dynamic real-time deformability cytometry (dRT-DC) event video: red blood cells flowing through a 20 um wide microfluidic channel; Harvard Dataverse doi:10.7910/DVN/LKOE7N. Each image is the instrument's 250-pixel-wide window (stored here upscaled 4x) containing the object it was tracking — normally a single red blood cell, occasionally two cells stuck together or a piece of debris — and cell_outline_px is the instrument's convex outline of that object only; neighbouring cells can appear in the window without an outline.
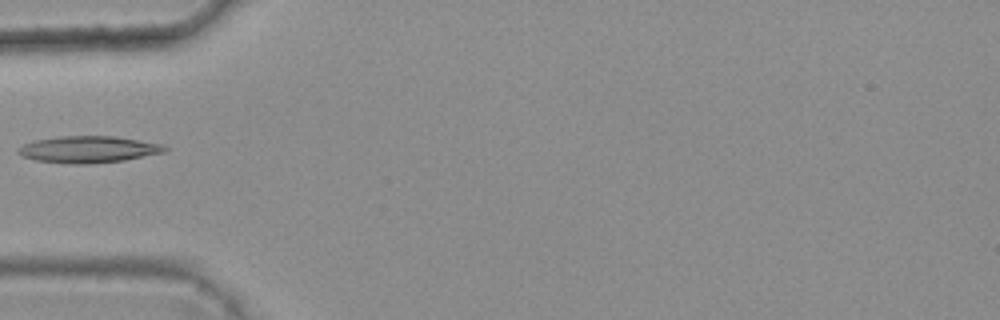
{"species": "common noctule bat (a hibernating species)", "species_latin": "Nyctalus noctula", "temperature_condition": "warm", "stored_images_in_passage": 6, "camera_frame_rate_fps": 3000, "um_per_image_px": 0.085, "animal": {"sex": "female", "body_mass_g": 25.1}, "frame": {"image": 1, "passage_image": 5, "time_ms": 1.333, "image_size_px": [1000, 320], "cell_outline_px": [[168, 148], [164, 152], [124, 160], [88, 164], [72, 164], [36, 160], [20, 156], [16, 152], [16, 148], [24, 144], [36, 140], [60, 136], [116, 136], [164, 144]], "centroid_in_image_um": [7.5, 12.69], "position_along_channel_um": 77.5, "area_um2": 22.89}}
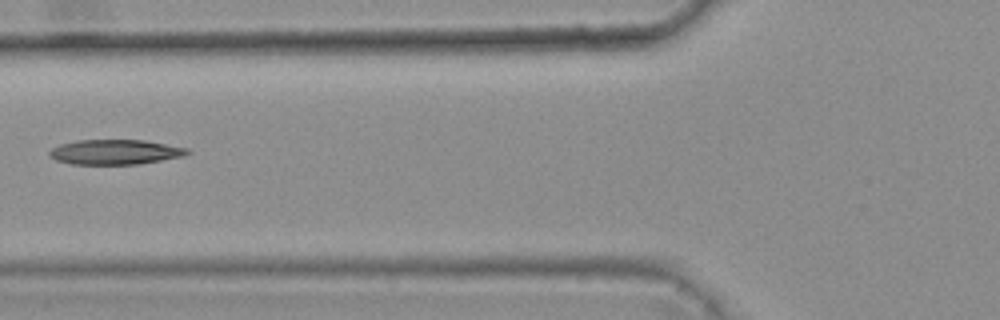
{"frame": {"image": 2, "passage_image": 6, "time_ms": 1.667, "image_size_px": [1000, 320], "cell_outline_px": [[192, 152], [184, 156], [140, 164], [72, 164], [56, 160], [48, 156], [48, 152], [52, 148], [60, 144], [80, 140], [144, 140], [188, 148]], "centroid_in_image_um": [9.8, 12.92], "position_along_channel_um": 116.0, "area_um2": 20.06}}